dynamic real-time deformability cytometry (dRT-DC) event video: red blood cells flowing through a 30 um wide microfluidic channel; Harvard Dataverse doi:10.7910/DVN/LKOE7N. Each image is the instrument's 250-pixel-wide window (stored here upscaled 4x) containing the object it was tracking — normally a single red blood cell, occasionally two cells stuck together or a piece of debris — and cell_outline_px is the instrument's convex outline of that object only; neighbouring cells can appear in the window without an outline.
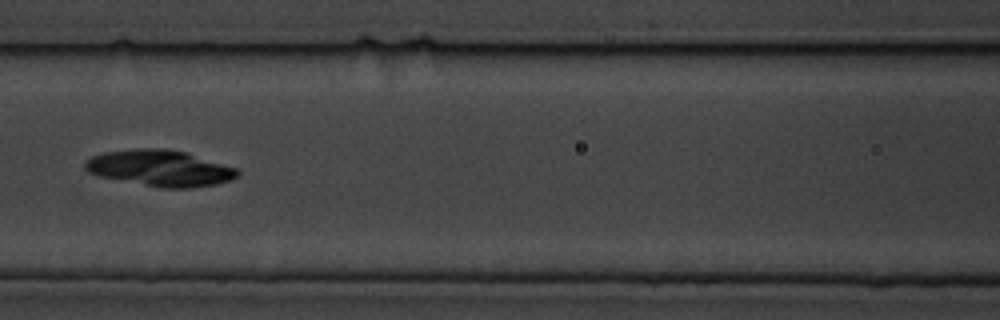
{"species": "common noctule bat (a hibernating species)", "species_latin": "Nyctalus noctula", "temperature_condition": "cold", "stored_images_in_passage": 7, "camera_frame_rate_fps": 3000, "um_per_image_px": 0.085, "animal": {"sex": "male", "body_mass_g": 19.5, "forearm_length_mm": 54.6}, "frame": {"image": 1, "passage_image": 7, "time_ms": 8.0, "image_size_px": [1000, 320], "cell_outline_px": [[240, 172], [232, 180], [216, 184], [192, 188], [160, 188], [100, 176], [88, 172], [84, 168], [84, 160], [92, 156], [104, 152], [140, 148], [164, 148], [188, 152], [236, 168]], "centroid_in_image_um": [13.6, 14.29], "position_along_channel_um": 153.0, "area_um2": 32.25}}